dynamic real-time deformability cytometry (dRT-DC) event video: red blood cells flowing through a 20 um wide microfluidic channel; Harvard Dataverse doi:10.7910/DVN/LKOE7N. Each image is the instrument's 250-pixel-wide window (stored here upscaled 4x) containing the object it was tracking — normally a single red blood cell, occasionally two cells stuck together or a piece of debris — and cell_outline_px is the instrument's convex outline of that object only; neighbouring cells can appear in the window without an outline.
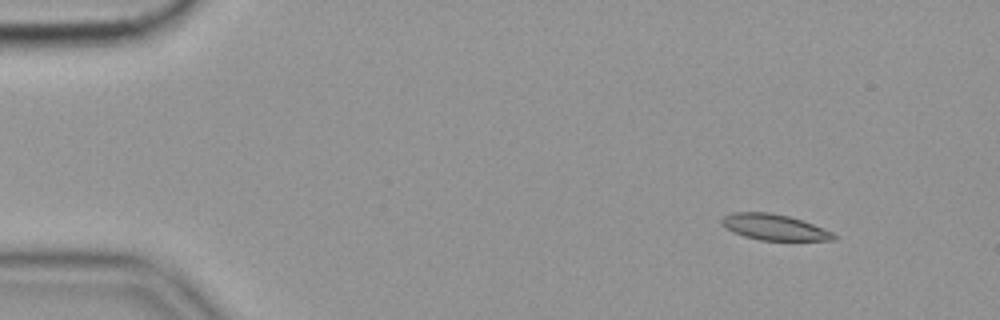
{"species": "common noctule bat (a hibernating species)", "species_latin": "Nyctalus noctula", "temperature_condition": "cold", "stored_images_in_passage": 52, "camera_frame_rate_fps": 3000, "um_per_image_px": 0.085, "animal": {"sex": "female", "body_mass_g": 19.9}, "frame": {"image": 1, "passage_image": 6, "time_ms": 1.667, "image_size_px": [1000, 320], "cell_outline_px": [[836, 240], [760, 240], [744, 236], [732, 232], [720, 220], [724, 216], [732, 212], [772, 212], [788, 216], [812, 224], [832, 232], [836, 236]], "centroid_in_image_um": [65.79, 19.3], "position_along_channel_um": 19.2, "area_um2": 16.65}}
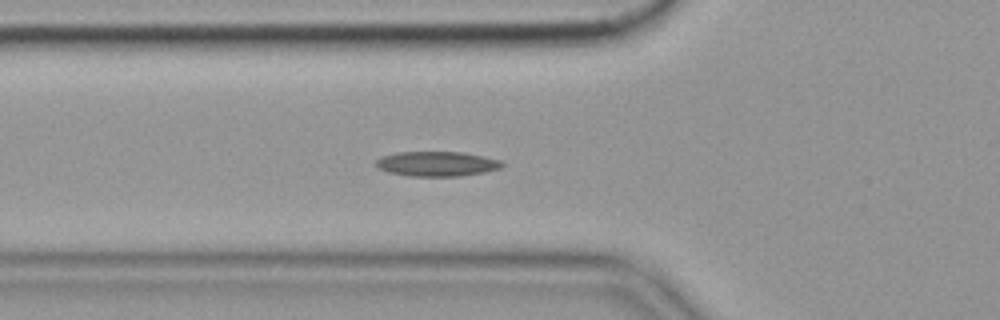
{"frame": {"image": 2, "passage_image": 20, "time_ms": 6.333, "image_size_px": [1000, 320], "cell_outline_px": [[504, 164], [500, 168], [484, 172], [460, 176], [412, 176], [388, 172], [380, 168], [376, 164], [376, 160], [384, 156], [396, 152], [464, 152], [484, 156], [500, 160]], "centroid_in_image_um": [37.17, 13.92], "position_along_channel_um": 88.6, "area_um2": 18.09}}
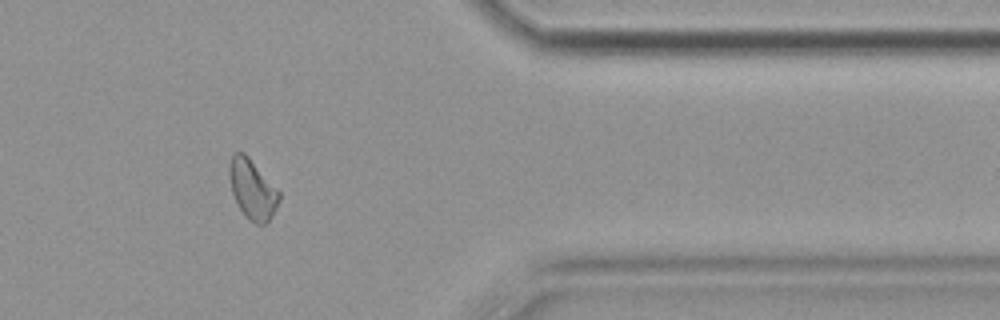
{"frame": {"image": 3, "passage_image": 47, "time_ms": 15.333, "image_size_px": [1000, 320], "cell_outline_px": [[280, 200], [268, 220], [264, 224], [256, 224], [248, 220], [244, 216], [232, 192], [228, 172], [228, 168], [232, 152], [244, 152], [248, 156], [280, 192]], "centroid_in_image_um": [21.43, 16.07], "position_along_channel_um": 390.0, "area_um2": 17.17}, "authors_computed_cell_mechanics": {"area_um2": 17.1377, "velocity_mm_per_s": 3.5497, "shape_relaxation_time_tau1_ms": null, "shape_relaxation_time_tau2_ms": 7.3502, "deformation_change_tau1": null, "deformation_change_tau2": 0.1459}}